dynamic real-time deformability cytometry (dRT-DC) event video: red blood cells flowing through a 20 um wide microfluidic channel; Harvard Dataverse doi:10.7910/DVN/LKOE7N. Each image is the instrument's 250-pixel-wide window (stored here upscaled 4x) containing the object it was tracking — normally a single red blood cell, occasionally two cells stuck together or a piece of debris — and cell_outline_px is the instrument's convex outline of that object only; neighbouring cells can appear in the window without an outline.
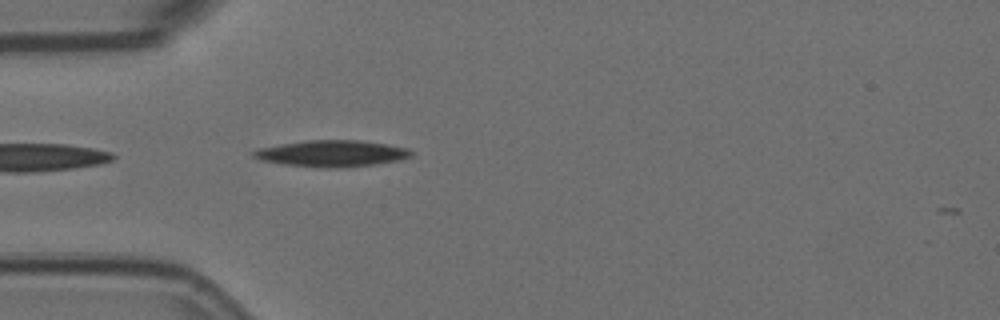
{"species": "Egyptian fruit bat (a non-hibernating species)", "species_latin": "Rousettus aegyptiacus", "temperature_condition": "room temperature", "stored_images_in_passage": 2, "camera_frame_rate_fps": 3000, "um_per_image_px": 0.085, "animal": {"sex": "female"}, "frame": {"image": 1, "passage_image": 1, "time_ms": 0.0, "image_size_px": [1000, 320], "cell_outline_px": [[412, 156], [400, 160], [376, 164], [340, 168], [320, 168], [284, 164], [260, 160], [252, 156], [252, 152], [260, 148], [280, 144], [304, 140], [360, 140], [388, 144], [408, 148], [412, 152]], "centroid_in_image_um": [28.22, 13.05], "position_along_channel_um": 56.8, "area_um2": 24.45}}